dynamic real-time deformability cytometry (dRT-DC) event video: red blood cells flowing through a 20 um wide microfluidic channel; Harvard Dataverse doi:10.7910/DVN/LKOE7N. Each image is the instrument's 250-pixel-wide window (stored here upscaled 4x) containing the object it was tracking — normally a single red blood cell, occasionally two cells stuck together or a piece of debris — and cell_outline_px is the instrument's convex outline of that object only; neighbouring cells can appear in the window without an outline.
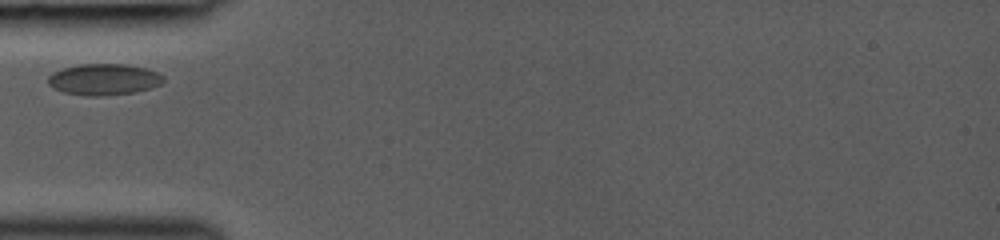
{"species": "common noctule bat (a hibernating species)", "species_latin": "Nyctalus noctula", "temperature_condition": "room temperature", "stored_images_in_passage": 25, "camera_frame_rate_fps": 3000, "um_per_image_px": 0.085, "animal": {"sex": "female", "body_mass_g": 19.0, "forearm_length_mm": 53.3}, "frame": {"image": 1, "passage_image": 1, "time_ms": 0.0, "image_size_px": [1000, 240], "cell_outline_px": [[164, 80], [160, 84], [136, 92], [100, 96], [88, 96], [64, 92], [48, 84], [48, 76], [52, 72], [64, 68], [80, 64], [124, 64], [144, 68], [156, 72], [164, 76]], "centroid_in_image_um": [8.82, 6.75], "position_along_channel_um": 76.2, "area_um2": 20.81}}
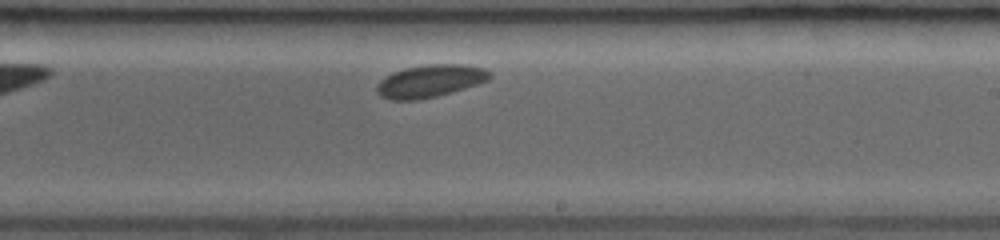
{"frame": {"image": 2, "passage_image": 14, "time_ms": 4.333, "image_size_px": [1000, 240], "cell_outline_px": [[492, 76], [488, 80], [452, 92], [420, 100], [388, 100], [380, 96], [376, 92], [376, 84], [380, 80], [392, 72], [404, 68], [428, 64], [460, 64], [484, 68]], "centroid_in_image_um": [36.49, 6.89], "position_along_channel_um": 252.5, "area_um2": 21.44}}
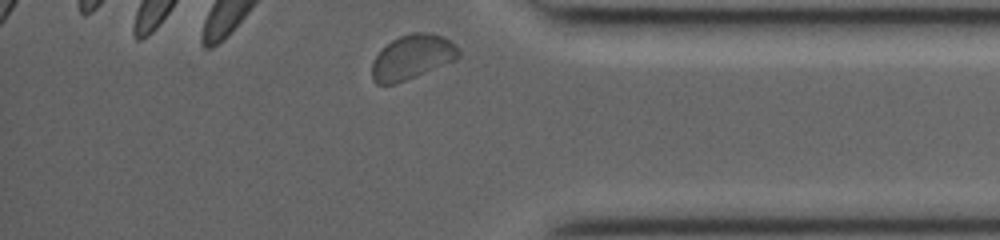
{"frame": {"image": 3, "passage_image": 25, "time_ms": 8.0, "image_size_px": [1000, 240], "cell_outline_px": [[460, 56], [456, 60], [396, 84], [376, 84], [372, 80], [372, 60], [392, 40], [400, 36], [412, 32], [432, 32], [444, 36], [452, 40], [460, 48]], "centroid_in_image_um": [35.08, 4.84], "position_along_channel_um": 400.1, "area_um2": 22.72}}